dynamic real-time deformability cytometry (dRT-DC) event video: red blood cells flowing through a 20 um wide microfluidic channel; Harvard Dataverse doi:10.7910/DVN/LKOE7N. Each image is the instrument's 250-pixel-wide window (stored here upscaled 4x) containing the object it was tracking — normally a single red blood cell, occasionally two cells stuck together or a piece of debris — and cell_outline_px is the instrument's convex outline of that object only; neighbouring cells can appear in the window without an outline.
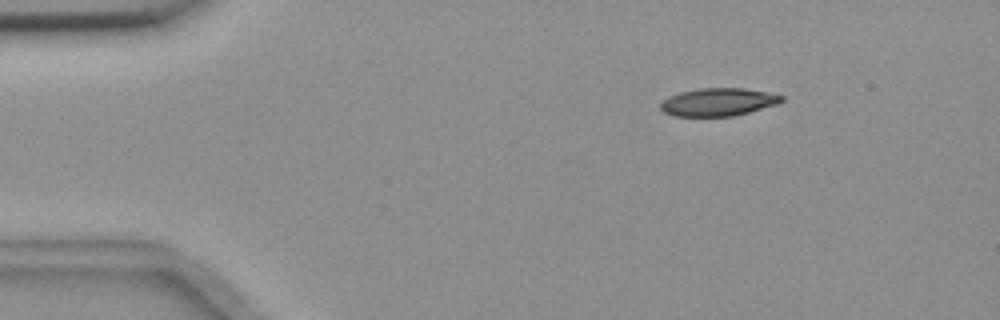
{"species": "common noctule bat (a hibernating species)", "species_latin": "Nyctalus noctula", "temperature_condition": "room temperature", "stored_images_in_passage": 48, "camera_frame_rate_fps": 3000, "um_per_image_px": 0.085, "animal": {"sex": "female", "body_mass_g": 18.4}, "frame": {"image": 1, "passage_image": 1, "time_ms": 0.0, "image_size_px": [1000, 320], "cell_outline_px": [[784, 100], [776, 104], [748, 112], [732, 116], [672, 116], [664, 112], [660, 108], [660, 104], [668, 96], [680, 92], [700, 88], [744, 88], [768, 92], [784, 96]], "centroid_in_image_um": [61.03, 8.67], "position_along_channel_um": 24.0, "area_um2": 19.59}}
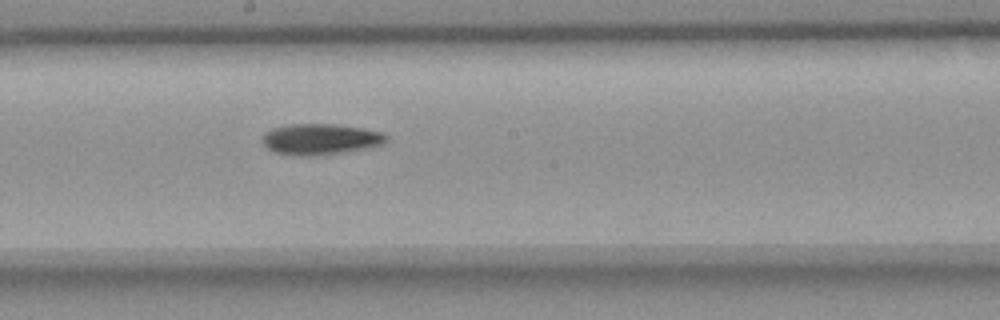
{"frame": {"image": 2, "passage_image": 23, "time_ms": 7.333, "image_size_px": [1000, 320], "cell_outline_px": [[388, 140], [380, 144], [364, 148], [340, 152], [308, 156], [300, 156], [276, 152], [268, 148], [260, 140], [272, 128], [292, 124], [336, 124], [364, 128], [384, 132], [388, 136]], "centroid_in_image_um": [27.25, 11.81], "position_along_channel_um": 220.9, "area_um2": 22.02}}
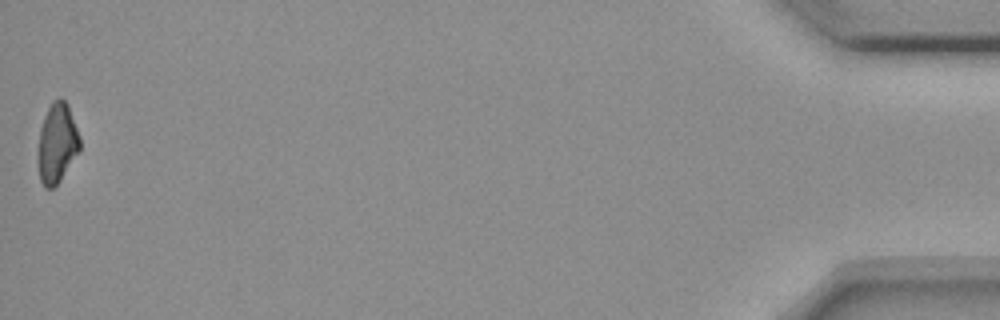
{"frame": {"image": 3, "passage_image": 48, "time_ms": 15.667, "image_size_px": [1000, 320], "cell_outline_px": [[80, 148], [60, 180], [52, 188], [44, 188], [40, 180], [40, 128], [44, 116], [52, 100], [60, 96], [68, 104], [80, 136]], "centroid_in_image_um": [4.88, 12.1], "position_along_channel_um": 430.3, "area_um2": 18.9}, "authors_computed_cell_mechanics": {"area_um2": 21.0681, "velocity_mm_per_s": 3.6778, "shape_relaxation_time_tau1_ms": 5.3496, "shape_relaxation_time_tau2_ms": null, "deformation_change_tau1": 0.1538, "deformation_change_tau2": null}}